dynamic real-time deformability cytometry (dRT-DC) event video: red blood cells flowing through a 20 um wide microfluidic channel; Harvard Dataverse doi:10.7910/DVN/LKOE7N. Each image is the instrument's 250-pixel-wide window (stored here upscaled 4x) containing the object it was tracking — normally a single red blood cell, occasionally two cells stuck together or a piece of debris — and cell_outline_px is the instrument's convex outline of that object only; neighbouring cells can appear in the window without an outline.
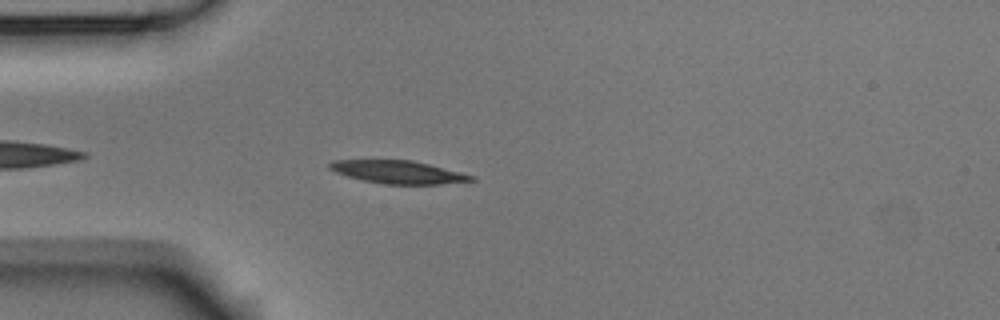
{"species": "Egyptian fruit bat (a non-hibernating species)", "species_latin": "Rousettus aegyptiacus", "temperature_condition": "room temperature", "stored_images_in_passage": 3, "camera_frame_rate_fps": 3000, "um_per_image_px": 0.085, "animal": {"sex": "male"}, "frame": {"image": 1, "passage_image": 3, "time_ms": 0.667, "image_size_px": [1000, 320], "cell_outline_px": [[476, 180], [440, 184], [384, 184], [364, 180], [348, 176], [336, 172], [328, 168], [328, 164], [332, 160], [412, 160], [476, 176]], "centroid_in_image_um": [33.84, 14.62], "position_along_channel_um": 51.2, "area_um2": 18.73}}